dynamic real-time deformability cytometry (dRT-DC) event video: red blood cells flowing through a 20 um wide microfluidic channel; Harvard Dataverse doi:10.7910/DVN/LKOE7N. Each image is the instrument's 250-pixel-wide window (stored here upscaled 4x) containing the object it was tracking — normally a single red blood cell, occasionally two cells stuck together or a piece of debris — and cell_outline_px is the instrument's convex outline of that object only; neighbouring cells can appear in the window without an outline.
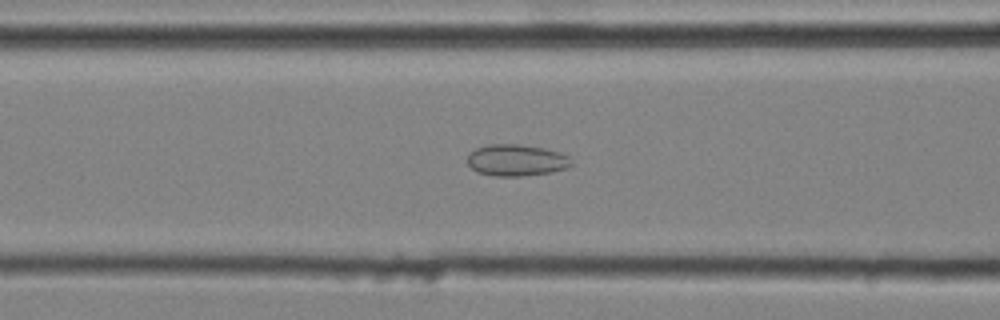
{"species": "common noctule bat (a hibernating species)", "species_latin": "Nyctalus noctula", "temperature_condition": "cold", "stored_images_in_passage": 46, "camera_frame_rate_fps": 3000, "um_per_image_px": 0.085, "animal": {"sex": "male", "body_mass_g": 20.4}, "frame": {"image": 1, "passage_image": 19, "time_ms": 6.0, "image_size_px": [1000, 320], "cell_outline_px": [[572, 164], [568, 168], [552, 172], [520, 176], [496, 176], [476, 172], [468, 164], [468, 156], [476, 148], [488, 144], [520, 144], [544, 148], [560, 152], [568, 156], [572, 160]], "centroid_in_image_um": [43.92, 13.62], "position_along_channel_um": 122.7, "area_um2": 19.19}}
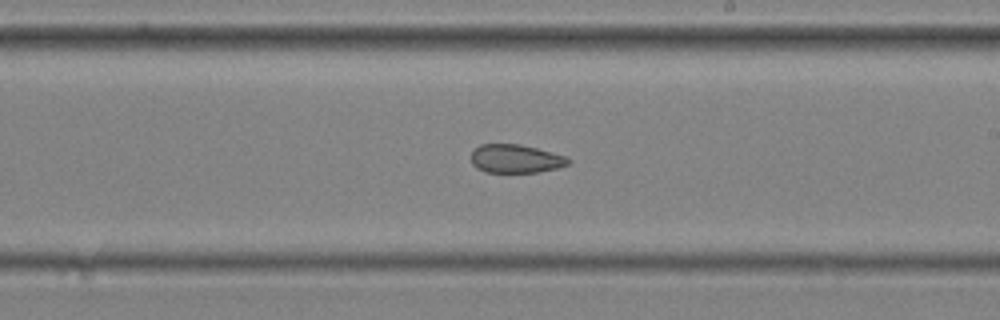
{"frame": {"image": 2, "passage_image": 28, "time_ms": 9.0, "image_size_px": [1000, 320], "cell_outline_px": [[572, 160], [568, 164], [556, 168], [536, 172], [484, 172], [476, 168], [472, 164], [472, 152], [480, 144], [520, 144], [568, 156]], "centroid_in_image_um": [43.84, 13.49], "position_along_channel_um": 245.2, "area_um2": 16.13}}
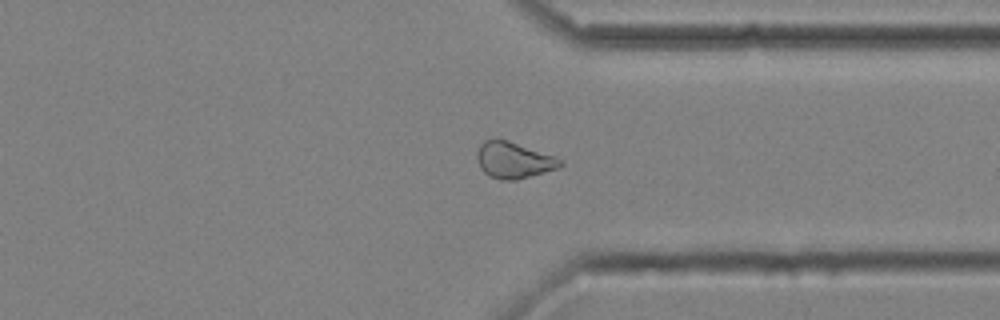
{"frame": {"image": 3, "passage_image": 37, "time_ms": 12.0, "image_size_px": [1000, 320], "cell_outline_px": [[564, 164], [560, 168], [516, 180], [500, 180], [488, 176], [480, 168], [476, 156], [476, 152], [480, 144], [484, 140], [508, 140], [556, 156], [564, 160]], "centroid_in_image_um": [43.69, 13.62], "position_along_channel_um": 367.7, "area_um2": 17.86}, "authors_computed_cell_mechanics": {"area_um2": 18.9584, "velocity_mm_per_s": 4.0955, "shape_relaxation_time_tau1_ms": null, "shape_relaxation_time_tau2_ms": 2.669, "deformation_change_tau1": null, "deformation_change_tau2": 0.0938}}